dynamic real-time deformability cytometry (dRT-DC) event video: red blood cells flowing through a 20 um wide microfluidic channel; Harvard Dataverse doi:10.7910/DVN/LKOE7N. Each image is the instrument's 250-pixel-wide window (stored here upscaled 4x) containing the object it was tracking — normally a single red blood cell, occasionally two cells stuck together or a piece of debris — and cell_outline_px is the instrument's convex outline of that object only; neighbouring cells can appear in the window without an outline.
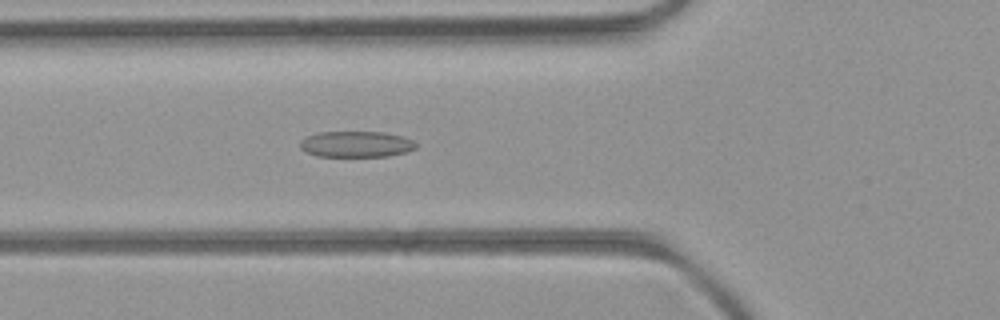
{"species": "common noctule bat (a hibernating species)", "species_latin": "Nyctalus noctula", "temperature_condition": "room temperature", "stored_images_in_passage": 41, "camera_frame_rate_fps": 3000, "um_per_image_px": 0.085, "animal": {"sex": "female", "body_mass_g": 21.9}, "frame": {"image": 1, "passage_image": 12, "time_ms": 3.667, "image_size_px": [1000, 320], "cell_outline_px": [[416, 148], [408, 152], [388, 156], [316, 156], [300, 148], [300, 140], [304, 136], [320, 132], [384, 132], [404, 136], [412, 140], [416, 144]], "centroid_in_image_um": [30.28, 12.25], "position_along_channel_um": 95.5, "area_um2": 17.69}}
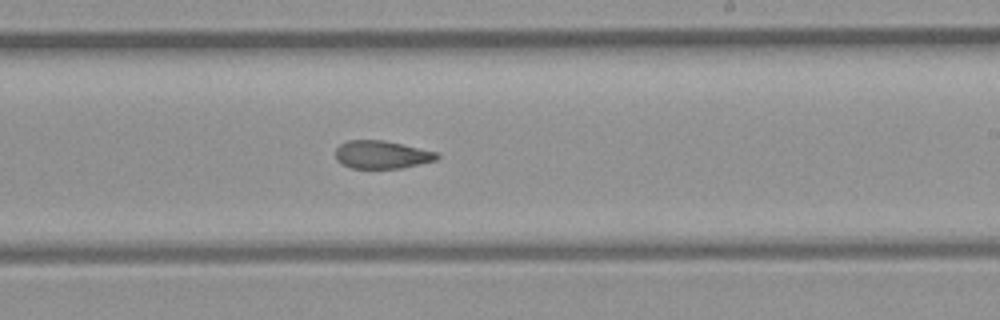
{"frame": {"image": 2, "passage_image": 24, "time_ms": 7.667, "image_size_px": [1000, 320], "cell_outline_px": [[440, 156], [436, 160], [404, 168], [352, 168], [336, 160], [336, 148], [340, 144], [348, 140], [384, 140], [436, 152]], "centroid_in_image_um": [32.45, 13.14], "position_along_channel_um": 256.6, "area_um2": 16.42}}
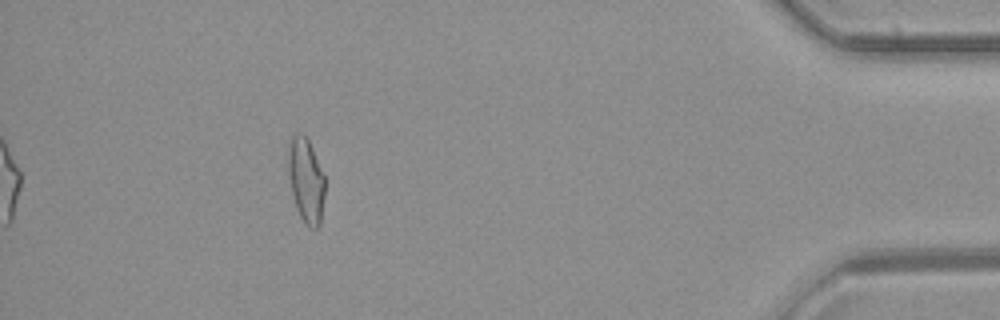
{"frame": {"image": 3, "passage_image": 40, "time_ms": 13.0, "image_size_px": [1000, 320], "cell_outline_px": [[324, 196], [320, 224], [316, 228], [308, 228], [304, 224], [296, 208], [292, 192], [288, 172], [288, 140], [292, 132], [304, 132], [312, 148], [324, 176]], "centroid_in_image_um": [25.98, 15.28], "position_along_channel_um": 409.2, "area_um2": 18.32}}